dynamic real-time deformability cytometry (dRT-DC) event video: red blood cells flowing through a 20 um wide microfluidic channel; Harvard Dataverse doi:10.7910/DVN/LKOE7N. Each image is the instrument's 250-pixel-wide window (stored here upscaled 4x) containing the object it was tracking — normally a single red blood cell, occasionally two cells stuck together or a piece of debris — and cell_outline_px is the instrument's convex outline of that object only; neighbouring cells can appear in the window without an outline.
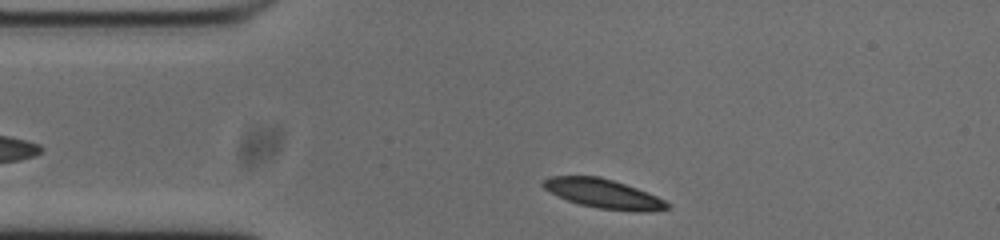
{"species": "common noctule bat (a hibernating species)", "species_latin": "Nyctalus noctula", "temperature_condition": "cold", "stored_images_in_passage": 40, "camera_frame_rate_fps": 3000, "um_per_image_px": 0.085, "animal": {"sex": "male", "body_mass_g": 20.0, "forearm_length_mm": 53.3}, "frame": {"image": 1, "passage_image": 2, "time_ms": 0.333, "image_size_px": [1000, 240], "cell_outline_px": [[668, 208], [644, 212], [600, 208], [580, 204], [568, 200], [544, 188], [540, 184], [544, 180], [552, 176], [600, 176], [648, 192], [664, 200], [668, 204]], "centroid_in_image_um": [51.28, 16.45], "position_along_channel_um": 33.7, "area_um2": 20.58}}
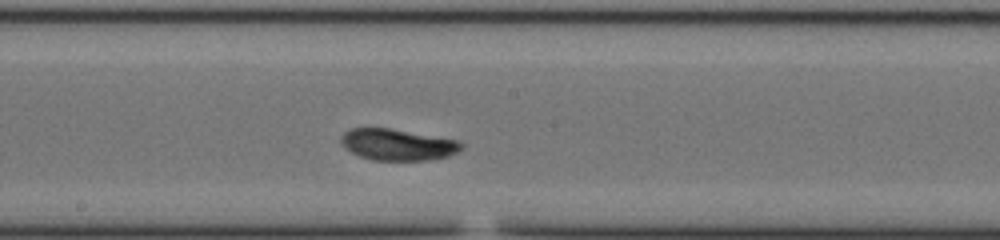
{"frame": {"image": 2, "passage_image": 19, "time_ms": 6.0, "image_size_px": [1000, 240], "cell_outline_px": [[464, 148], [448, 156], [424, 160], [372, 160], [360, 156], [352, 152], [340, 140], [340, 136], [348, 128], [392, 128], [460, 140], [464, 144]], "centroid_in_image_um": [33.83, 12.27], "position_along_channel_um": 214.4, "area_um2": 22.08}}
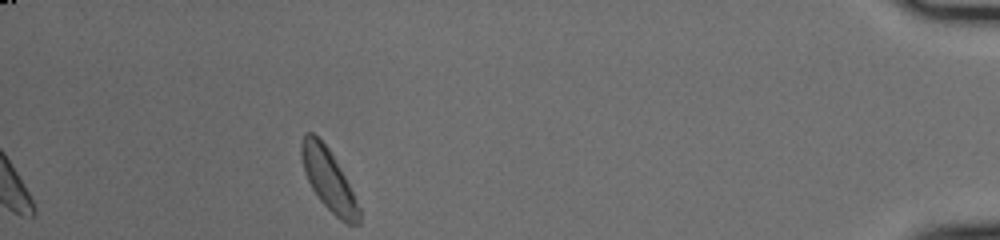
{"frame": {"image": 3, "passage_image": 40, "time_ms": 13.0, "image_size_px": [1000, 240], "cell_outline_px": [[360, 224], [348, 224], [340, 220], [320, 200], [312, 188], [304, 172], [300, 156], [300, 144], [304, 132], [312, 132], [328, 148], [344, 176], [360, 208]], "centroid_in_image_um": [27.89, 15.26], "position_along_channel_um": 407.3, "area_um2": 20.23}, "authors_computed_cell_mechanics": {"area_um2": 21.6172, "velocity_mm_per_s": 3.6925, "shape_relaxation_time_tau1_ms": 2.4234, "shape_relaxation_time_tau2_ms": 1.5555, "deformation_change_tau1": 0.1453, "deformation_change_tau2": 0.0375}}